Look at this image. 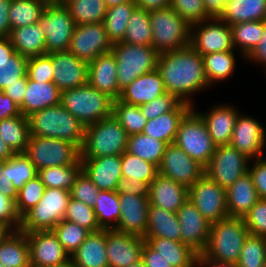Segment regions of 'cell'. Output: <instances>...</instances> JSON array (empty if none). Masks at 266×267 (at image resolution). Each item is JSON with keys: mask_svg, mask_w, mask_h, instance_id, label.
<instances>
[{"mask_svg": "<svg viewBox=\"0 0 266 267\" xmlns=\"http://www.w3.org/2000/svg\"><path fill=\"white\" fill-rule=\"evenodd\" d=\"M112 115L125 129L128 136L143 133L148 121L139 106L125 103L120 99L113 101Z\"/></svg>", "mask_w": 266, "mask_h": 267, "instance_id": "cell-47", "label": "cell"}, {"mask_svg": "<svg viewBox=\"0 0 266 267\" xmlns=\"http://www.w3.org/2000/svg\"><path fill=\"white\" fill-rule=\"evenodd\" d=\"M236 264L238 267H264L266 264V237L249 234Z\"/></svg>", "mask_w": 266, "mask_h": 267, "instance_id": "cell-51", "label": "cell"}, {"mask_svg": "<svg viewBox=\"0 0 266 267\" xmlns=\"http://www.w3.org/2000/svg\"><path fill=\"white\" fill-rule=\"evenodd\" d=\"M243 220L251 235L266 237V199H259Z\"/></svg>", "mask_w": 266, "mask_h": 267, "instance_id": "cell-59", "label": "cell"}, {"mask_svg": "<svg viewBox=\"0 0 266 267\" xmlns=\"http://www.w3.org/2000/svg\"><path fill=\"white\" fill-rule=\"evenodd\" d=\"M226 0H203L206 15L209 18H220L225 9Z\"/></svg>", "mask_w": 266, "mask_h": 267, "instance_id": "cell-69", "label": "cell"}, {"mask_svg": "<svg viewBox=\"0 0 266 267\" xmlns=\"http://www.w3.org/2000/svg\"><path fill=\"white\" fill-rule=\"evenodd\" d=\"M128 135L112 115L85 126L80 158L122 155L126 151Z\"/></svg>", "mask_w": 266, "mask_h": 267, "instance_id": "cell-5", "label": "cell"}, {"mask_svg": "<svg viewBox=\"0 0 266 267\" xmlns=\"http://www.w3.org/2000/svg\"><path fill=\"white\" fill-rule=\"evenodd\" d=\"M243 59L252 60L255 63H262L266 72V20H264L263 35L257 46Z\"/></svg>", "mask_w": 266, "mask_h": 267, "instance_id": "cell-66", "label": "cell"}, {"mask_svg": "<svg viewBox=\"0 0 266 267\" xmlns=\"http://www.w3.org/2000/svg\"><path fill=\"white\" fill-rule=\"evenodd\" d=\"M167 145L166 142L157 140L144 133L133 134L128 136L126 152L159 167Z\"/></svg>", "mask_w": 266, "mask_h": 267, "instance_id": "cell-38", "label": "cell"}, {"mask_svg": "<svg viewBox=\"0 0 266 267\" xmlns=\"http://www.w3.org/2000/svg\"><path fill=\"white\" fill-rule=\"evenodd\" d=\"M187 199V187L159 173L149 185V205L176 213Z\"/></svg>", "mask_w": 266, "mask_h": 267, "instance_id": "cell-25", "label": "cell"}, {"mask_svg": "<svg viewBox=\"0 0 266 267\" xmlns=\"http://www.w3.org/2000/svg\"><path fill=\"white\" fill-rule=\"evenodd\" d=\"M122 177L135 178L150 185L158 174V167L138 156L124 152L121 155Z\"/></svg>", "mask_w": 266, "mask_h": 267, "instance_id": "cell-49", "label": "cell"}, {"mask_svg": "<svg viewBox=\"0 0 266 267\" xmlns=\"http://www.w3.org/2000/svg\"><path fill=\"white\" fill-rule=\"evenodd\" d=\"M189 111H171L148 120L143 133L157 140L172 144L180 122Z\"/></svg>", "mask_w": 266, "mask_h": 267, "instance_id": "cell-41", "label": "cell"}, {"mask_svg": "<svg viewBox=\"0 0 266 267\" xmlns=\"http://www.w3.org/2000/svg\"><path fill=\"white\" fill-rule=\"evenodd\" d=\"M259 200L249 172L239 177L226 189V204L229 217L244 218Z\"/></svg>", "mask_w": 266, "mask_h": 267, "instance_id": "cell-28", "label": "cell"}, {"mask_svg": "<svg viewBox=\"0 0 266 267\" xmlns=\"http://www.w3.org/2000/svg\"><path fill=\"white\" fill-rule=\"evenodd\" d=\"M37 176V170L25 153H17L7 160V179L19 191L23 185Z\"/></svg>", "mask_w": 266, "mask_h": 267, "instance_id": "cell-52", "label": "cell"}, {"mask_svg": "<svg viewBox=\"0 0 266 267\" xmlns=\"http://www.w3.org/2000/svg\"><path fill=\"white\" fill-rule=\"evenodd\" d=\"M88 83L111 98L119 99L121 90L117 81V61L112 52L99 55L89 62Z\"/></svg>", "mask_w": 266, "mask_h": 267, "instance_id": "cell-26", "label": "cell"}, {"mask_svg": "<svg viewBox=\"0 0 266 267\" xmlns=\"http://www.w3.org/2000/svg\"><path fill=\"white\" fill-rule=\"evenodd\" d=\"M144 239L172 267H198L199 254L190 246L161 237H144Z\"/></svg>", "mask_w": 266, "mask_h": 267, "instance_id": "cell-30", "label": "cell"}, {"mask_svg": "<svg viewBox=\"0 0 266 267\" xmlns=\"http://www.w3.org/2000/svg\"><path fill=\"white\" fill-rule=\"evenodd\" d=\"M139 107L142 114L148 120L171 111H190L193 108L191 105L181 102L176 96L167 92Z\"/></svg>", "mask_w": 266, "mask_h": 267, "instance_id": "cell-53", "label": "cell"}, {"mask_svg": "<svg viewBox=\"0 0 266 267\" xmlns=\"http://www.w3.org/2000/svg\"><path fill=\"white\" fill-rule=\"evenodd\" d=\"M170 7L190 25L210 19L203 0H171Z\"/></svg>", "mask_w": 266, "mask_h": 267, "instance_id": "cell-56", "label": "cell"}, {"mask_svg": "<svg viewBox=\"0 0 266 267\" xmlns=\"http://www.w3.org/2000/svg\"><path fill=\"white\" fill-rule=\"evenodd\" d=\"M122 42L127 44L152 46V28L149 11L137 7L134 9L130 15Z\"/></svg>", "mask_w": 266, "mask_h": 267, "instance_id": "cell-46", "label": "cell"}, {"mask_svg": "<svg viewBox=\"0 0 266 267\" xmlns=\"http://www.w3.org/2000/svg\"><path fill=\"white\" fill-rule=\"evenodd\" d=\"M249 234L243 218L227 217L212 223L207 246L198 259L237 263Z\"/></svg>", "mask_w": 266, "mask_h": 267, "instance_id": "cell-3", "label": "cell"}, {"mask_svg": "<svg viewBox=\"0 0 266 267\" xmlns=\"http://www.w3.org/2000/svg\"><path fill=\"white\" fill-rule=\"evenodd\" d=\"M61 91L53 82L39 83L28 79L26 94L21 103V113L28 117L44 108L60 104Z\"/></svg>", "mask_w": 266, "mask_h": 267, "instance_id": "cell-31", "label": "cell"}, {"mask_svg": "<svg viewBox=\"0 0 266 267\" xmlns=\"http://www.w3.org/2000/svg\"><path fill=\"white\" fill-rule=\"evenodd\" d=\"M3 267H31L30 248L25 232L10 231L0 243Z\"/></svg>", "mask_w": 266, "mask_h": 267, "instance_id": "cell-33", "label": "cell"}, {"mask_svg": "<svg viewBox=\"0 0 266 267\" xmlns=\"http://www.w3.org/2000/svg\"><path fill=\"white\" fill-rule=\"evenodd\" d=\"M30 248L31 267H48L70 260L53 230L26 233Z\"/></svg>", "mask_w": 266, "mask_h": 267, "instance_id": "cell-19", "label": "cell"}, {"mask_svg": "<svg viewBox=\"0 0 266 267\" xmlns=\"http://www.w3.org/2000/svg\"><path fill=\"white\" fill-rule=\"evenodd\" d=\"M158 173L190 188L205 174V167L172 143L166 146Z\"/></svg>", "mask_w": 266, "mask_h": 267, "instance_id": "cell-16", "label": "cell"}, {"mask_svg": "<svg viewBox=\"0 0 266 267\" xmlns=\"http://www.w3.org/2000/svg\"><path fill=\"white\" fill-rule=\"evenodd\" d=\"M235 51L216 52L202 56L205 74L210 86L226 81L235 71ZM216 82V83H215Z\"/></svg>", "mask_w": 266, "mask_h": 267, "instance_id": "cell-40", "label": "cell"}, {"mask_svg": "<svg viewBox=\"0 0 266 267\" xmlns=\"http://www.w3.org/2000/svg\"><path fill=\"white\" fill-rule=\"evenodd\" d=\"M48 267H76V266L73 264L72 260L70 259L69 261L64 262V263H62V264H59V265H53V266H48Z\"/></svg>", "mask_w": 266, "mask_h": 267, "instance_id": "cell-75", "label": "cell"}, {"mask_svg": "<svg viewBox=\"0 0 266 267\" xmlns=\"http://www.w3.org/2000/svg\"><path fill=\"white\" fill-rule=\"evenodd\" d=\"M99 191L100 189L81 171L70 190V196L93 207Z\"/></svg>", "mask_w": 266, "mask_h": 267, "instance_id": "cell-58", "label": "cell"}, {"mask_svg": "<svg viewBox=\"0 0 266 267\" xmlns=\"http://www.w3.org/2000/svg\"><path fill=\"white\" fill-rule=\"evenodd\" d=\"M103 22L76 25L68 51L77 58L90 62L112 49Z\"/></svg>", "mask_w": 266, "mask_h": 267, "instance_id": "cell-15", "label": "cell"}, {"mask_svg": "<svg viewBox=\"0 0 266 267\" xmlns=\"http://www.w3.org/2000/svg\"><path fill=\"white\" fill-rule=\"evenodd\" d=\"M166 93L160 72L155 69L137 77L122 90L119 99L125 103L140 106Z\"/></svg>", "mask_w": 266, "mask_h": 267, "instance_id": "cell-27", "label": "cell"}, {"mask_svg": "<svg viewBox=\"0 0 266 267\" xmlns=\"http://www.w3.org/2000/svg\"><path fill=\"white\" fill-rule=\"evenodd\" d=\"M113 101L89 83L61 92L60 104L84 126L112 116Z\"/></svg>", "mask_w": 266, "mask_h": 267, "instance_id": "cell-4", "label": "cell"}, {"mask_svg": "<svg viewBox=\"0 0 266 267\" xmlns=\"http://www.w3.org/2000/svg\"><path fill=\"white\" fill-rule=\"evenodd\" d=\"M70 259L76 267H108L106 229L91 232Z\"/></svg>", "mask_w": 266, "mask_h": 267, "instance_id": "cell-32", "label": "cell"}, {"mask_svg": "<svg viewBox=\"0 0 266 267\" xmlns=\"http://www.w3.org/2000/svg\"><path fill=\"white\" fill-rule=\"evenodd\" d=\"M52 230L70 256L81 246L91 233L86 228L65 219L61 220Z\"/></svg>", "mask_w": 266, "mask_h": 267, "instance_id": "cell-50", "label": "cell"}, {"mask_svg": "<svg viewBox=\"0 0 266 267\" xmlns=\"http://www.w3.org/2000/svg\"><path fill=\"white\" fill-rule=\"evenodd\" d=\"M231 104L215 105L210 111L195 110L206 124L209 135L216 146L229 145L235 122L240 113Z\"/></svg>", "mask_w": 266, "mask_h": 267, "instance_id": "cell-24", "label": "cell"}, {"mask_svg": "<svg viewBox=\"0 0 266 267\" xmlns=\"http://www.w3.org/2000/svg\"><path fill=\"white\" fill-rule=\"evenodd\" d=\"M152 47L158 54L177 51L190 45L191 25L171 7L149 11Z\"/></svg>", "mask_w": 266, "mask_h": 267, "instance_id": "cell-6", "label": "cell"}, {"mask_svg": "<svg viewBox=\"0 0 266 267\" xmlns=\"http://www.w3.org/2000/svg\"><path fill=\"white\" fill-rule=\"evenodd\" d=\"M18 115H22L19 105L0 91V120Z\"/></svg>", "mask_w": 266, "mask_h": 267, "instance_id": "cell-64", "label": "cell"}, {"mask_svg": "<svg viewBox=\"0 0 266 267\" xmlns=\"http://www.w3.org/2000/svg\"><path fill=\"white\" fill-rule=\"evenodd\" d=\"M37 1L41 2L45 6L58 4V0H37Z\"/></svg>", "mask_w": 266, "mask_h": 267, "instance_id": "cell-76", "label": "cell"}, {"mask_svg": "<svg viewBox=\"0 0 266 267\" xmlns=\"http://www.w3.org/2000/svg\"><path fill=\"white\" fill-rule=\"evenodd\" d=\"M64 219L86 228L90 232L102 230L92 206L74 198L69 199Z\"/></svg>", "mask_w": 266, "mask_h": 267, "instance_id": "cell-54", "label": "cell"}, {"mask_svg": "<svg viewBox=\"0 0 266 267\" xmlns=\"http://www.w3.org/2000/svg\"><path fill=\"white\" fill-rule=\"evenodd\" d=\"M10 231L7 227L0 225V243Z\"/></svg>", "mask_w": 266, "mask_h": 267, "instance_id": "cell-74", "label": "cell"}, {"mask_svg": "<svg viewBox=\"0 0 266 267\" xmlns=\"http://www.w3.org/2000/svg\"><path fill=\"white\" fill-rule=\"evenodd\" d=\"M66 6L76 25L103 22L107 10L104 0H72Z\"/></svg>", "mask_w": 266, "mask_h": 267, "instance_id": "cell-48", "label": "cell"}, {"mask_svg": "<svg viewBox=\"0 0 266 267\" xmlns=\"http://www.w3.org/2000/svg\"><path fill=\"white\" fill-rule=\"evenodd\" d=\"M188 199L211 224L229 217L226 204V189L206 174L188 188Z\"/></svg>", "mask_w": 266, "mask_h": 267, "instance_id": "cell-14", "label": "cell"}, {"mask_svg": "<svg viewBox=\"0 0 266 267\" xmlns=\"http://www.w3.org/2000/svg\"><path fill=\"white\" fill-rule=\"evenodd\" d=\"M82 171V163L47 167L37 170V176L46 188H61L70 191L76 177Z\"/></svg>", "mask_w": 266, "mask_h": 267, "instance_id": "cell-43", "label": "cell"}, {"mask_svg": "<svg viewBox=\"0 0 266 267\" xmlns=\"http://www.w3.org/2000/svg\"><path fill=\"white\" fill-rule=\"evenodd\" d=\"M0 225L11 231H17L21 225V216L17 212L16 201L0 192Z\"/></svg>", "mask_w": 266, "mask_h": 267, "instance_id": "cell-60", "label": "cell"}, {"mask_svg": "<svg viewBox=\"0 0 266 267\" xmlns=\"http://www.w3.org/2000/svg\"><path fill=\"white\" fill-rule=\"evenodd\" d=\"M28 120L30 135L62 139L81 149L85 126L61 104L34 112Z\"/></svg>", "mask_w": 266, "mask_h": 267, "instance_id": "cell-2", "label": "cell"}, {"mask_svg": "<svg viewBox=\"0 0 266 267\" xmlns=\"http://www.w3.org/2000/svg\"><path fill=\"white\" fill-rule=\"evenodd\" d=\"M233 45L246 57L259 43L264 30V21L240 22L230 25Z\"/></svg>", "mask_w": 266, "mask_h": 267, "instance_id": "cell-42", "label": "cell"}, {"mask_svg": "<svg viewBox=\"0 0 266 267\" xmlns=\"http://www.w3.org/2000/svg\"><path fill=\"white\" fill-rule=\"evenodd\" d=\"M228 25L266 20V0H226L219 18Z\"/></svg>", "mask_w": 266, "mask_h": 267, "instance_id": "cell-34", "label": "cell"}, {"mask_svg": "<svg viewBox=\"0 0 266 267\" xmlns=\"http://www.w3.org/2000/svg\"><path fill=\"white\" fill-rule=\"evenodd\" d=\"M7 178V160H0V192L16 201L18 191Z\"/></svg>", "mask_w": 266, "mask_h": 267, "instance_id": "cell-65", "label": "cell"}, {"mask_svg": "<svg viewBox=\"0 0 266 267\" xmlns=\"http://www.w3.org/2000/svg\"><path fill=\"white\" fill-rule=\"evenodd\" d=\"M8 38L15 52L27 58L46 54L45 34L38 23L11 30Z\"/></svg>", "mask_w": 266, "mask_h": 267, "instance_id": "cell-35", "label": "cell"}, {"mask_svg": "<svg viewBox=\"0 0 266 267\" xmlns=\"http://www.w3.org/2000/svg\"><path fill=\"white\" fill-rule=\"evenodd\" d=\"M70 1H72V0H58V4L66 5V4L69 3Z\"/></svg>", "mask_w": 266, "mask_h": 267, "instance_id": "cell-78", "label": "cell"}, {"mask_svg": "<svg viewBox=\"0 0 266 267\" xmlns=\"http://www.w3.org/2000/svg\"><path fill=\"white\" fill-rule=\"evenodd\" d=\"M137 8L145 11L164 10L170 7L171 0H135Z\"/></svg>", "mask_w": 266, "mask_h": 267, "instance_id": "cell-70", "label": "cell"}, {"mask_svg": "<svg viewBox=\"0 0 266 267\" xmlns=\"http://www.w3.org/2000/svg\"><path fill=\"white\" fill-rule=\"evenodd\" d=\"M15 153L12 149L4 142V140L0 137V160H8L13 157Z\"/></svg>", "mask_w": 266, "mask_h": 267, "instance_id": "cell-72", "label": "cell"}, {"mask_svg": "<svg viewBox=\"0 0 266 267\" xmlns=\"http://www.w3.org/2000/svg\"><path fill=\"white\" fill-rule=\"evenodd\" d=\"M45 188L40 178L35 176L18 191L16 208L21 217L41 200Z\"/></svg>", "mask_w": 266, "mask_h": 267, "instance_id": "cell-55", "label": "cell"}, {"mask_svg": "<svg viewBox=\"0 0 266 267\" xmlns=\"http://www.w3.org/2000/svg\"><path fill=\"white\" fill-rule=\"evenodd\" d=\"M176 215L181 227L180 242L190 246L200 255L207 246L211 223L189 199L179 208Z\"/></svg>", "mask_w": 266, "mask_h": 267, "instance_id": "cell-18", "label": "cell"}, {"mask_svg": "<svg viewBox=\"0 0 266 267\" xmlns=\"http://www.w3.org/2000/svg\"><path fill=\"white\" fill-rule=\"evenodd\" d=\"M251 159L231 145L216 146L205 174L224 189L248 172Z\"/></svg>", "mask_w": 266, "mask_h": 267, "instance_id": "cell-12", "label": "cell"}, {"mask_svg": "<svg viewBox=\"0 0 266 267\" xmlns=\"http://www.w3.org/2000/svg\"><path fill=\"white\" fill-rule=\"evenodd\" d=\"M38 24L45 34L46 54L68 50L76 24L66 5L46 6Z\"/></svg>", "mask_w": 266, "mask_h": 267, "instance_id": "cell-11", "label": "cell"}, {"mask_svg": "<svg viewBox=\"0 0 266 267\" xmlns=\"http://www.w3.org/2000/svg\"><path fill=\"white\" fill-rule=\"evenodd\" d=\"M145 267H172L160 253L153 250L146 242L142 249V257Z\"/></svg>", "mask_w": 266, "mask_h": 267, "instance_id": "cell-63", "label": "cell"}, {"mask_svg": "<svg viewBox=\"0 0 266 267\" xmlns=\"http://www.w3.org/2000/svg\"><path fill=\"white\" fill-rule=\"evenodd\" d=\"M50 54L54 71L52 82L61 92L88 84L89 62L68 50Z\"/></svg>", "mask_w": 266, "mask_h": 267, "instance_id": "cell-21", "label": "cell"}, {"mask_svg": "<svg viewBox=\"0 0 266 267\" xmlns=\"http://www.w3.org/2000/svg\"><path fill=\"white\" fill-rule=\"evenodd\" d=\"M25 155L36 170L77 164L80 149L73 143L57 138H43L30 135Z\"/></svg>", "mask_w": 266, "mask_h": 267, "instance_id": "cell-10", "label": "cell"}, {"mask_svg": "<svg viewBox=\"0 0 266 267\" xmlns=\"http://www.w3.org/2000/svg\"><path fill=\"white\" fill-rule=\"evenodd\" d=\"M248 172L251 175L259 199H266V156L252 159Z\"/></svg>", "mask_w": 266, "mask_h": 267, "instance_id": "cell-61", "label": "cell"}, {"mask_svg": "<svg viewBox=\"0 0 266 267\" xmlns=\"http://www.w3.org/2000/svg\"><path fill=\"white\" fill-rule=\"evenodd\" d=\"M198 267H238L236 263L219 262L208 259H198Z\"/></svg>", "mask_w": 266, "mask_h": 267, "instance_id": "cell-71", "label": "cell"}, {"mask_svg": "<svg viewBox=\"0 0 266 267\" xmlns=\"http://www.w3.org/2000/svg\"><path fill=\"white\" fill-rule=\"evenodd\" d=\"M136 7L135 1H127L107 8L103 24L112 44L123 40L130 15Z\"/></svg>", "mask_w": 266, "mask_h": 267, "instance_id": "cell-39", "label": "cell"}, {"mask_svg": "<svg viewBox=\"0 0 266 267\" xmlns=\"http://www.w3.org/2000/svg\"><path fill=\"white\" fill-rule=\"evenodd\" d=\"M167 93L194 107L193 94L211 88L200 54L191 46L158 54L157 67Z\"/></svg>", "mask_w": 266, "mask_h": 267, "instance_id": "cell-1", "label": "cell"}, {"mask_svg": "<svg viewBox=\"0 0 266 267\" xmlns=\"http://www.w3.org/2000/svg\"><path fill=\"white\" fill-rule=\"evenodd\" d=\"M149 185L135 178L122 177L118 181L116 192L118 194H133L138 196H148Z\"/></svg>", "mask_w": 266, "mask_h": 267, "instance_id": "cell-62", "label": "cell"}, {"mask_svg": "<svg viewBox=\"0 0 266 267\" xmlns=\"http://www.w3.org/2000/svg\"><path fill=\"white\" fill-rule=\"evenodd\" d=\"M70 197V191L45 188L41 200L21 217L19 230L25 233L52 230L64 219Z\"/></svg>", "mask_w": 266, "mask_h": 267, "instance_id": "cell-8", "label": "cell"}, {"mask_svg": "<svg viewBox=\"0 0 266 267\" xmlns=\"http://www.w3.org/2000/svg\"><path fill=\"white\" fill-rule=\"evenodd\" d=\"M120 218L114 228L121 232L145 237L148 223V196L119 194Z\"/></svg>", "mask_w": 266, "mask_h": 267, "instance_id": "cell-22", "label": "cell"}, {"mask_svg": "<svg viewBox=\"0 0 266 267\" xmlns=\"http://www.w3.org/2000/svg\"><path fill=\"white\" fill-rule=\"evenodd\" d=\"M111 52L117 61V81L122 91L137 77L156 69L158 53L152 46L116 42Z\"/></svg>", "mask_w": 266, "mask_h": 267, "instance_id": "cell-7", "label": "cell"}, {"mask_svg": "<svg viewBox=\"0 0 266 267\" xmlns=\"http://www.w3.org/2000/svg\"><path fill=\"white\" fill-rule=\"evenodd\" d=\"M82 171L101 191H116L122 178L121 155L80 158Z\"/></svg>", "mask_w": 266, "mask_h": 267, "instance_id": "cell-23", "label": "cell"}, {"mask_svg": "<svg viewBox=\"0 0 266 267\" xmlns=\"http://www.w3.org/2000/svg\"><path fill=\"white\" fill-rule=\"evenodd\" d=\"M128 267H145V265L143 263V260L141 259V260L137 261L136 263L129 265Z\"/></svg>", "mask_w": 266, "mask_h": 267, "instance_id": "cell-77", "label": "cell"}, {"mask_svg": "<svg viewBox=\"0 0 266 267\" xmlns=\"http://www.w3.org/2000/svg\"><path fill=\"white\" fill-rule=\"evenodd\" d=\"M180 229L176 213L155 205H149L145 237H161L172 241H180Z\"/></svg>", "mask_w": 266, "mask_h": 267, "instance_id": "cell-36", "label": "cell"}, {"mask_svg": "<svg viewBox=\"0 0 266 267\" xmlns=\"http://www.w3.org/2000/svg\"><path fill=\"white\" fill-rule=\"evenodd\" d=\"M45 7L37 0H12L9 9L11 30L38 23Z\"/></svg>", "mask_w": 266, "mask_h": 267, "instance_id": "cell-45", "label": "cell"}, {"mask_svg": "<svg viewBox=\"0 0 266 267\" xmlns=\"http://www.w3.org/2000/svg\"><path fill=\"white\" fill-rule=\"evenodd\" d=\"M127 1H135V0H104V3L106 5V7L108 8V7H111V6H114L117 4H121V3H124Z\"/></svg>", "mask_w": 266, "mask_h": 267, "instance_id": "cell-73", "label": "cell"}, {"mask_svg": "<svg viewBox=\"0 0 266 267\" xmlns=\"http://www.w3.org/2000/svg\"><path fill=\"white\" fill-rule=\"evenodd\" d=\"M144 243L143 237L106 229L108 267H128L141 260Z\"/></svg>", "mask_w": 266, "mask_h": 267, "instance_id": "cell-20", "label": "cell"}, {"mask_svg": "<svg viewBox=\"0 0 266 267\" xmlns=\"http://www.w3.org/2000/svg\"><path fill=\"white\" fill-rule=\"evenodd\" d=\"M53 65L51 54L29 57L27 61V77L39 83L52 82Z\"/></svg>", "mask_w": 266, "mask_h": 267, "instance_id": "cell-57", "label": "cell"}, {"mask_svg": "<svg viewBox=\"0 0 266 267\" xmlns=\"http://www.w3.org/2000/svg\"><path fill=\"white\" fill-rule=\"evenodd\" d=\"M190 45L201 56L235 51L231 27L219 18H210L191 25Z\"/></svg>", "mask_w": 266, "mask_h": 267, "instance_id": "cell-13", "label": "cell"}, {"mask_svg": "<svg viewBox=\"0 0 266 267\" xmlns=\"http://www.w3.org/2000/svg\"><path fill=\"white\" fill-rule=\"evenodd\" d=\"M12 0H0V37H8L11 32L9 9Z\"/></svg>", "mask_w": 266, "mask_h": 267, "instance_id": "cell-68", "label": "cell"}, {"mask_svg": "<svg viewBox=\"0 0 266 267\" xmlns=\"http://www.w3.org/2000/svg\"><path fill=\"white\" fill-rule=\"evenodd\" d=\"M173 143L204 167L209 164L216 149L206 124L195 107L180 122Z\"/></svg>", "mask_w": 266, "mask_h": 267, "instance_id": "cell-9", "label": "cell"}, {"mask_svg": "<svg viewBox=\"0 0 266 267\" xmlns=\"http://www.w3.org/2000/svg\"><path fill=\"white\" fill-rule=\"evenodd\" d=\"M28 58L15 52L8 37H0V91L26 76Z\"/></svg>", "mask_w": 266, "mask_h": 267, "instance_id": "cell-29", "label": "cell"}, {"mask_svg": "<svg viewBox=\"0 0 266 267\" xmlns=\"http://www.w3.org/2000/svg\"><path fill=\"white\" fill-rule=\"evenodd\" d=\"M28 83L27 75L20 79V83H15L6 88L3 92L9 96L17 105H21L26 94V88Z\"/></svg>", "mask_w": 266, "mask_h": 267, "instance_id": "cell-67", "label": "cell"}, {"mask_svg": "<svg viewBox=\"0 0 266 267\" xmlns=\"http://www.w3.org/2000/svg\"><path fill=\"white\" fill-rule=\"evenodd\" d=\"M0 137L15 154L24 153L30 137L28 117L22 114L0 120Z\"/></svg>", "mask_w": 266, "mask_h": 267, "instance_id": "cell-37", "label": "cell"}, {"mask_svg": "<svg viewBox=\"0 0 266 267\" xmlns=\"http://www.w3.org/2000/svg\"><path fill=\"white\" fill-rule=\"evenodd\" d=\"M229 145L251 160L263 157V150L266 146L264 126L252 116L239 113Z\"/></svg>", "mask_w": 266, "mask_h": 267, "instance_id": "cell-17", "label": "cell"}, {"mask_svg": "<svg viewBox=\"0 0 266 267\" xmlns=\"http://www.w3.org/2000/svg\"><path fill=\"white\" fill-rule=\"evenodd\" d=\"M93 209L102 229H114L120 218L119 194L100 190Z\"/></svg>", "mask_w": 266, "mask_h": 267, "instance_id": "cell-44", "label": "cell"}]
</instances>
